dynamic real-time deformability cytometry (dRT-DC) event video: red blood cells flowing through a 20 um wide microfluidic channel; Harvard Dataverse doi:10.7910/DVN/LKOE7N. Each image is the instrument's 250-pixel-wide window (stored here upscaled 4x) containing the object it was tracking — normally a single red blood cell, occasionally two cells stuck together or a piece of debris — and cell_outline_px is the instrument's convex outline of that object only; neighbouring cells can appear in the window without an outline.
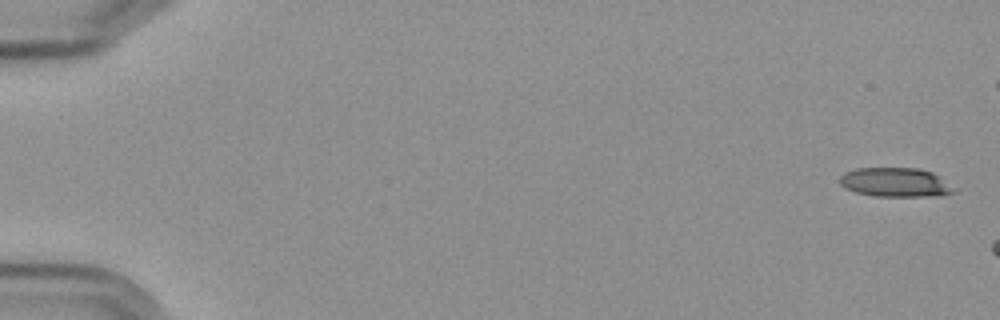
{"species": "Egyptian fruit bat (a non-hibernating species)", "species_latin": "Rousettus aegyptiacus", "temperature_condition": "cold", "stored_images_in_passage": 3, "camera_frame_rate_fps": 3000, "um_per_image_px": 0.085, "frame": {"image": 1, "passage_image": 1, "time_ms": 0.0, "image_size_px": [1000, 320], "cell_outline_px": [[956, 192], [936, 196], [872, 196], [856, 192], [844, 188], [840, 184], [840, 176], [844, 172], [856, 168], [920, 168], [932, 172], [956, 188]], "centroid_in_image_um": [76.1, 15.5], "position_along_channel_um": 8.9, "area_um2": 19.54}}